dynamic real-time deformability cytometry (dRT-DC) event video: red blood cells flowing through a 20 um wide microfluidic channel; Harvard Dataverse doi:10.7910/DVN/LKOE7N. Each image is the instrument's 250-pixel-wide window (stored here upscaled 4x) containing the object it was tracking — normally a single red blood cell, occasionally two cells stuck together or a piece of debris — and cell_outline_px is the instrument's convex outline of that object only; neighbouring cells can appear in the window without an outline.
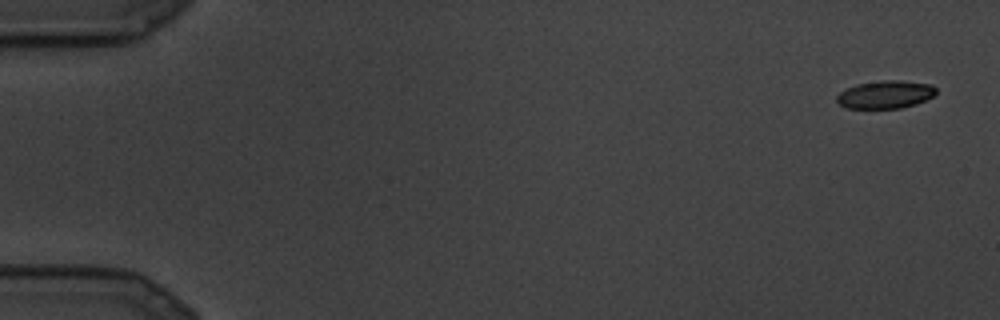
{"species": "common noctule bat (a hibernating species)", "species_latin": "Nyctalus noctula", "temperature_condition": "cold", "stored_images_in_passage": 26, "camera_frame_rate_fps": 3000, "um_per_image_px": 0.085, "animal": {"sex": "male", "body_mass_g": 19.5, "forearm_length_mm": 54.6}, "frame": {"image": 1, "passage_image": 1, "time_ms": 0.0, "image_size_px": [1000, 320], "cell_outline_px": [[936, 92], [932, 96], [916, 104], [900, 108], [844, 108], [836, 100], [836, 96], [844, 88], [856, 84], [880, 80], [900, 80], [932, 84], [936, 88]], "centroid_in_image_um": [75.22, 8.02], "position_along_channel_um": 9.8, "area_um2": 16.24}}
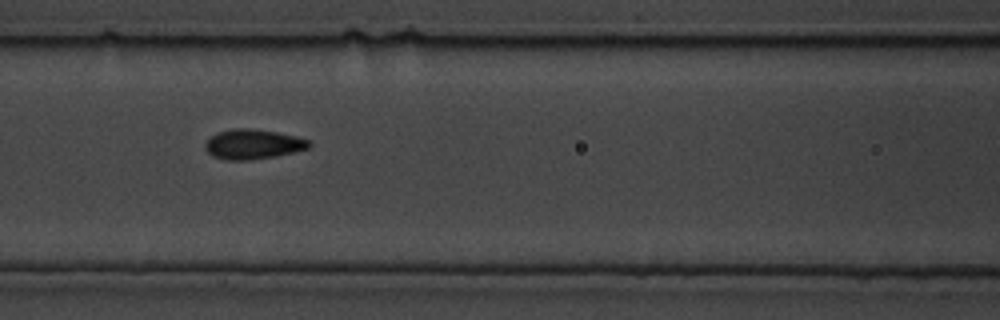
{"frame": {"image": 2, "passage_image": 12, "time_ms": 3.667, "image_size_px": [1000, 320], "cell_outline_px": [[312, 144], [308, 148], [296, 152], [276, 156], [248, 160], [224, 160], [212, 156], [204, 148], [204, 144], [216, 132], [232, 128], [248, 128], [276, 132], [296, 136], [308, 140]], "centroid_in_image_um": [21.49, 12.26], "position_along_channel_um": 145.1, "area_um2": 18.15}}
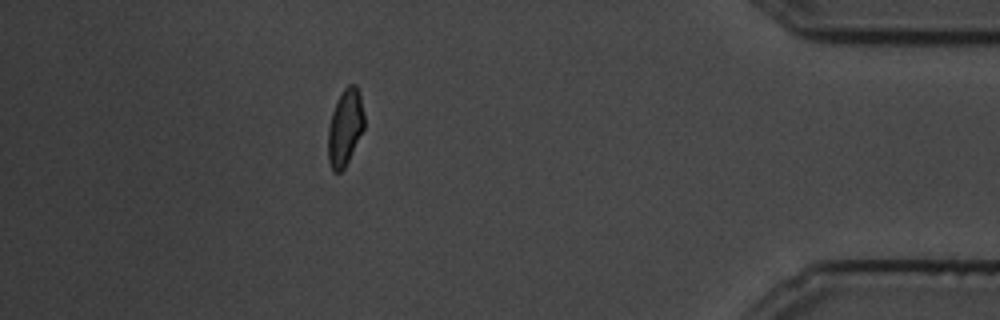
{"frame": {"image": 3, "passage_image": 23, "time_ms": 7.333, "image_size_px": [1000, 320], "cell_outline_px": [[364, 128], [344, 168], [340, 172], [332, 172], [328, 160], [328, 128], [332, 112], [344, 88], [348, 84], [356, 84], [360, 92], [364, 112]], "centroid_in_image_um": [29.33, 10.82], "position_along_channel_um": 405.9, "area_um2": 16.07}}